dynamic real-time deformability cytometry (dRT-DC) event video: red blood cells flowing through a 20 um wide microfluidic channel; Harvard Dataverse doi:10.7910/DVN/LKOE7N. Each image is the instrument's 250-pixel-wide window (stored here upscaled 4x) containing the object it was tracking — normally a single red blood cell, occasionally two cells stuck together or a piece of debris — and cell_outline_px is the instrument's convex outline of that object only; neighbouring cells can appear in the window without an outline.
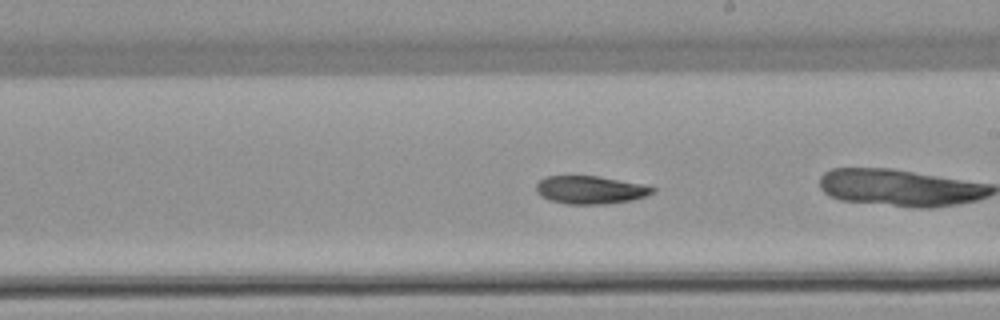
{"species": "common noctule bat (a hibernating species)", "species_latin": "Nyctalus noctula", "temperature_condition": "warm", "stored_images_in_passage": 51, "camera_frame_rate_fps": 3000, "um_per_image_px": 0.085, "animal": {"sex": "female", "body_mass_g": 22.7, "forearm_length_mm": 54.2}, "frame": {"image": 1, "passage_image": 28, "time_ms": 9.0, "image_size_px": [1000, 320], "cell_outline_px": [[656, 192], [632, 200], [608, 204], [568, 204], [548, 200], [540, 196], [536, 192], [536, 184], [544, 176], [600, 176], [640, 184], [656, 188]], "centroid_in_image_um": [50.15, 16.14], "position_along_channel_um": 238.9, "area_um2": 19.07}}
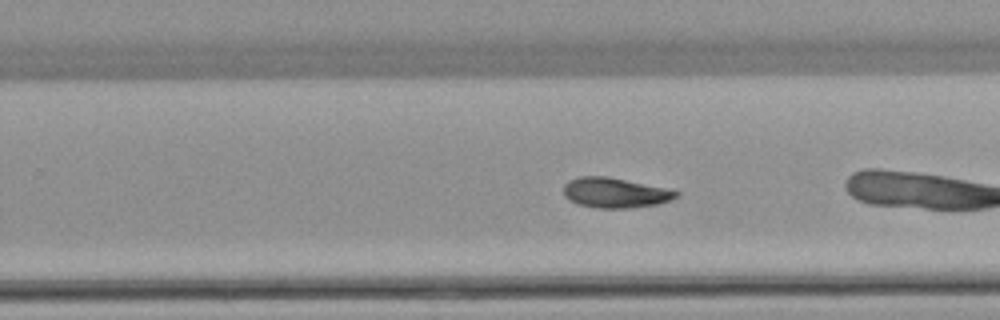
{"frame": {"image": 2, "passage_image": 31, "time_ms": 10.0, "image_size_px": [1000, 320], "cell_outline_px": [[680, 196], [660, 204], [628, 208], [596, 208], [580, 204], [568, 200], [564, 196], [564, 184], [568, 180], [580, 176], [608, 176], [664, 188], [680, 192]], "centroid_in_image_um": [52.27, 16.38], "position_along_channel_um": 277.5, "area_um2": 19.77}}